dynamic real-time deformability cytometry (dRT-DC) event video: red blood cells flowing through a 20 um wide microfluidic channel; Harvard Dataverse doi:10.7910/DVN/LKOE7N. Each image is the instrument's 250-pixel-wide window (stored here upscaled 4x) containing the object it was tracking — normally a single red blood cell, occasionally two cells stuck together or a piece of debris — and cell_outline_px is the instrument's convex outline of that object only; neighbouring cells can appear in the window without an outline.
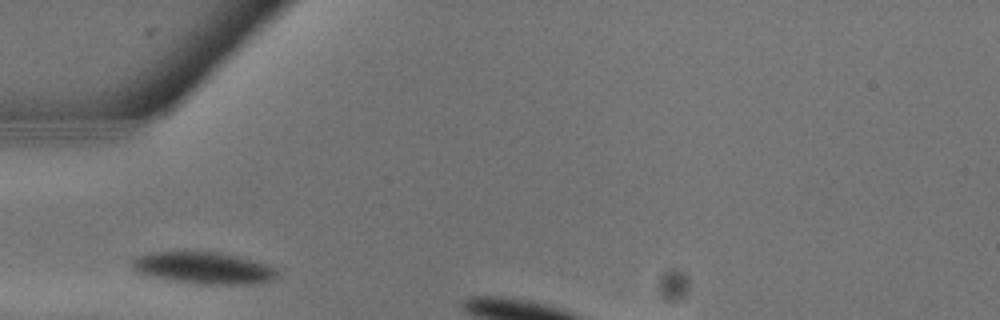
{"species": "common noctule bat (a hibernating species)", "species_latin": "Nyctalus noctula", "temperature_condition": "warm", "stored_images_in_passage": 3, "camera_frame_rate_fps": 3000, "um_per_image_px": 0.085, "animal": {"sex": "male", "body_mass_g": 13.3}, "frame": {"image": 1, "passage_image": 1, "time_ms": 0.0, "image_size_px": [1000, 320], "cell_outline_px": [[280, 272], [276, 276], [268, 280], [256, 284], [224, 284], [180, 280], [156, 276], [136, 272], [132, 268], [132, 260], [148, 252], [184, 248], [220, 252], [252, 260], [276, 268]], "centroid_in_image_um": [17.28, 22.69], "position_along_channel_um": 67.7, "area_um2": 26.93}}